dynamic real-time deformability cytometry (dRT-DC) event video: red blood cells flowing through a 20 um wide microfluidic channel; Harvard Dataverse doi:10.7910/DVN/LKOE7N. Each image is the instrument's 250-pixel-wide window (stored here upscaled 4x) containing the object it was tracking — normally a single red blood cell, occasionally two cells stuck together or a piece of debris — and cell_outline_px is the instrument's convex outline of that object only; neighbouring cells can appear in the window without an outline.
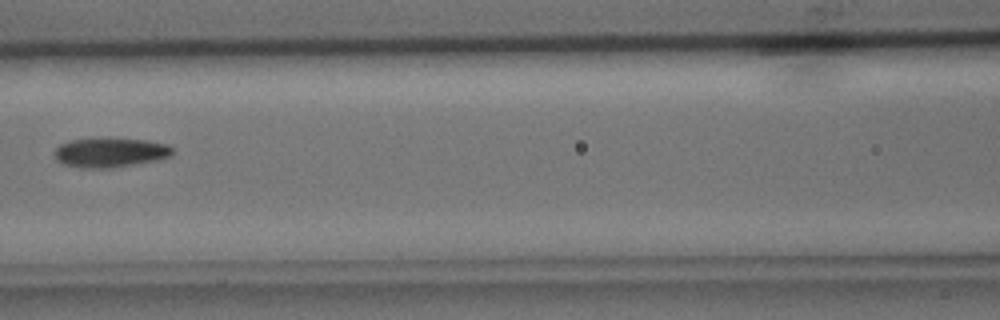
{"species": "common noctule bat (a hibernating species)", "species_latin": "Nyctalus noctula", "temperature_condition": "cold", "stored_images_in_passage": 7, "camera_frame_rate_fps": 3000, "um_per_image_px": 0.085, "animal": {"sex": "male", "body_mass_g": 15.6}, "frame": {"image": 1, "passage_image": 7, "time_ms": 6.667, "image_size_px": [1000, 320], "cell_outline_px": [[172, 152], [168, 156], [156, 160], [112, 168], [80, 168], [64, 164], [56, 160], [52, 152], [60, 144], [72, 140], [148, 140], [168, 144], [172, 148]], "centroid_in_image_um": [9.32, 12.99], "position_along_channel_um": 157.3, "area_um2": 19.71}}